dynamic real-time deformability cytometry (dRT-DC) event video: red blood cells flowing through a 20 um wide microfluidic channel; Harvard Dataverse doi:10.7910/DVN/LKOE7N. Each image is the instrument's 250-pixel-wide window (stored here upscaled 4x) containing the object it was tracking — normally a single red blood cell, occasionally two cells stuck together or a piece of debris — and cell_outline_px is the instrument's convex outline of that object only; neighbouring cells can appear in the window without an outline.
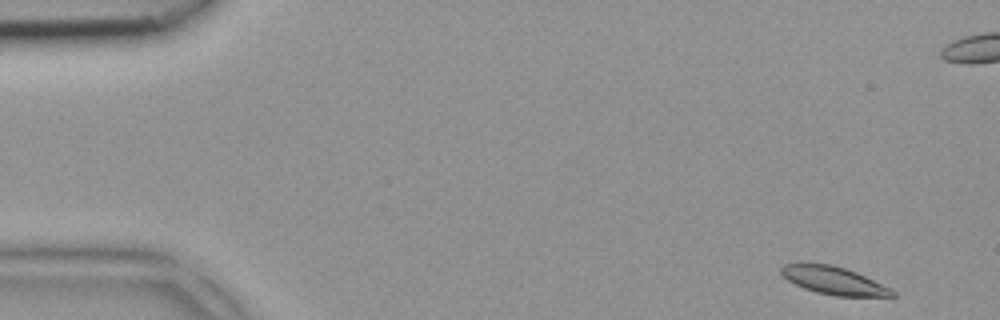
{"species": "common noctule bat (a hibernating species)", "species_latin": "Nyctalus noctula", "temperature_condition": "room temperature", "stored_images_in_passage": 4, "camera_frame_rate_fps": 3000, "um_per_image_px": 0.085, "animal": {"sex": "female", "body_mass_g": 18.4}, "frame": {"image": 1, "passage_image": 1, "time_ms": 0.0, "image_size_px": [1000, 320], "cell_outline_px": [[896, 296], [836, 296], [816, 292], [804, 288], [788, 280], [780, 272], [780, 268], [784, 264], [800, 260], [832, 264], [856, 272], [896, 292]], "centroid_in_image_um": [70.76, 23.79], "position_along_channel_um": 14.2, "area_um2": 18.21}}